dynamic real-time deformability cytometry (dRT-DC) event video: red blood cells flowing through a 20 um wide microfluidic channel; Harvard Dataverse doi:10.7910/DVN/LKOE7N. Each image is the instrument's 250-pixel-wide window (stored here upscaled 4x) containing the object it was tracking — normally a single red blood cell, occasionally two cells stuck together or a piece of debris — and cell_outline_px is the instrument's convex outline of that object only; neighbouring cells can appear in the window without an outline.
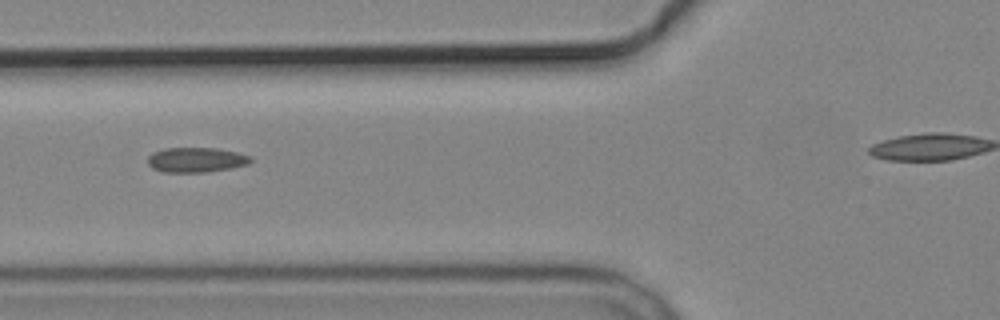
{"species": "common noctule bat (a hibernating species)", "species_latin": "Nyctalus noctula", "temperature_condition": "cold", "stored_images_in_passage": 8, "camera_frame_rate_fps": 3000, "um_per_image_px": 0.085, "animal": {"sex": "male", "body_mass_g": 19.2, "forearm_length_mm": 51.8}, "frame": {"image": 1, "passage_image": 6, "time_ms": 8.667, "image_size_px": [1000, 320], "cell_outline_px": [[252, 160], [248, 164], [228, 168], [204, 172], [160, 172], [152, 168], [148, 164], [148, 156], [152, 152], [164, 148], [216, 148], [236, 152], [252, 156]], "centroid_in_image_um": [16.63, 13.58], "position_along_channel_um": 109.2, "area_um2": 14.91}}
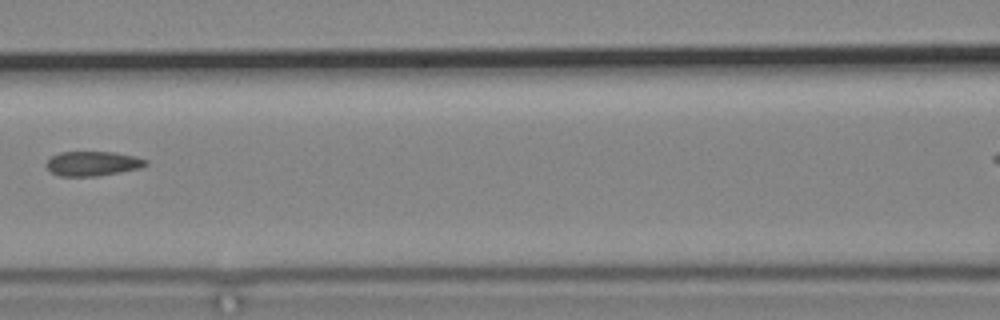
{"frame": {"image": 2, "passage_image": 7, "time_ms": 10.0, "image_size_px": [1000, 320], "cell_outline_px": [[148, 164], [140, 168], [120, 172], [96, 176], [60, 176], [52, 172], [44, 164], [52, 156], [60, 152], [112, 152], [136, 156], [148, 160]], "centroid_in_image_um": [7.89, 13.9], "position_along_channel_um": 158.7, "area_um2": 14.22}}
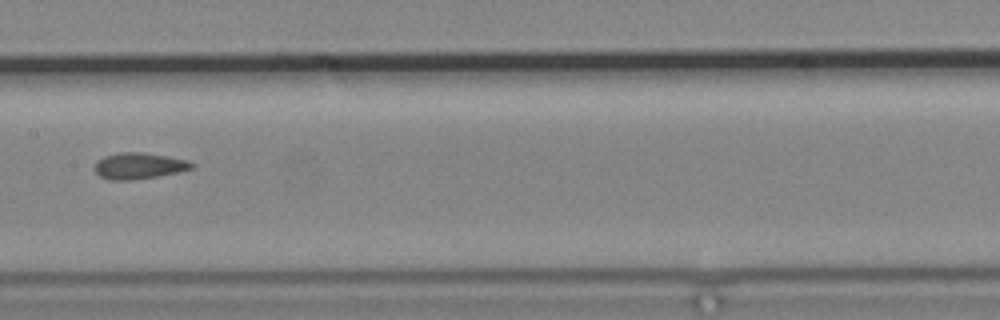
{"frame": {"image": 3, "passage_image": 8, "time_ms": 11.0, "image_size_px": [1000, 320], "cell_outline_px": [[196, 164], [192, 168], [176, 172], [156, 176], [132, 180], [108, 180], [100, 176], [92, 168], [96, 160], [104, 156], [120, 152], [144, 152], [168, 156], [188, 160]], "centroid_in_image_um": [11.76, 14.08], "position_along_channel_um": 195.6, "area_um2": 14.97}}